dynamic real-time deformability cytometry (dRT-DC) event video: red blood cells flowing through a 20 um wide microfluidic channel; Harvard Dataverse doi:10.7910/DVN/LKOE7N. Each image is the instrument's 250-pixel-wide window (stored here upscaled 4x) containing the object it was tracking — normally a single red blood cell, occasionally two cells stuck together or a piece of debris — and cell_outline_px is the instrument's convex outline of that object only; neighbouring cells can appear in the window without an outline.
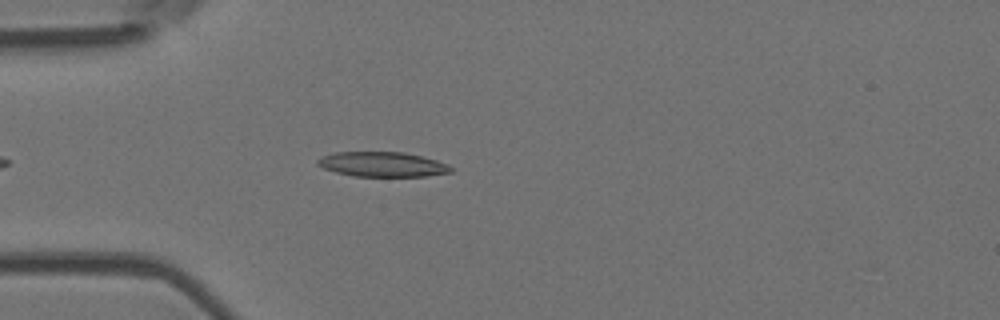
{"species": "Egyptian fruit bat (a non-hibernating species)", "species_latin": "Rousettus aegyptiacus", "temperature_condition": "room temperature", "stored_images_in_passage": 43, "camera_frame_rate_fps": 3000, "um_per_image_px": 0.085, "animal": {"sex": "female"}, "frame": {"image": 1, "passage_image": 4, "time_ms": 1.0, "image_size_px": [1000, 320], "cell_outline_px": [[452, 172], [424, 176], [352, 176], [336, 172], [324, 168], [316, 164], [316, 160], [324, 156], [336, 152], [404, 152], [436, 160], [448, 164], [452, 168]], "centroid_in_image_um": [32.5, 13.97], "position_along_channel_um": 52.5, "area_um2": 19.13}}
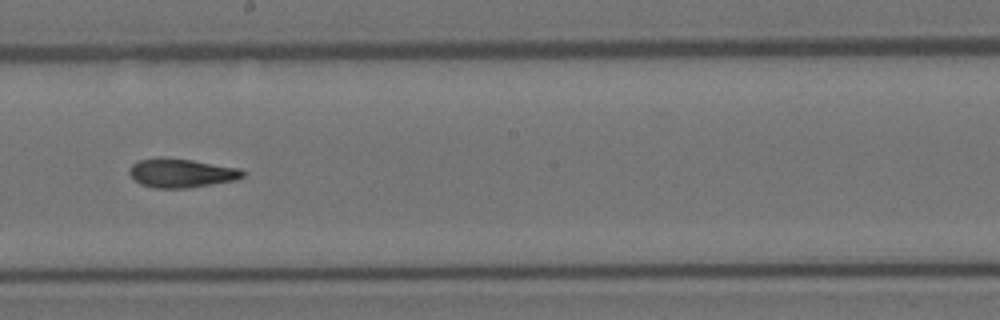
{"frame": {"image": 2, "passage_image": 19, "time_ms": 6.0, "image_size_px": [1000, 320], "cell_outline_px": [[244, 176], [236, 180], [188, 188], [156, 188], [140, 184], [128, 172], [128, 168], [132, 164], [140, 160], [160, 156], [164, 156], [192, 160], [240, 168], [244, 172]], "centroid_in_image_um": [15.4, 14.69], "position_along_channel_um": 232.8, "area_um2": 19.25}}
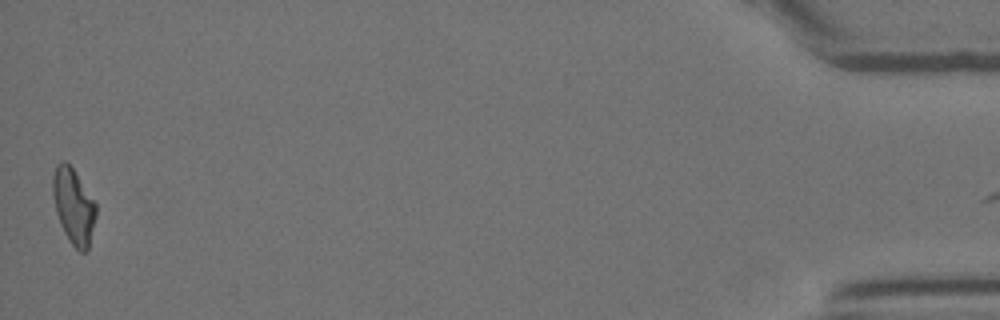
{"frame": {"image": 3, "passage_image": 42, "time_ms": 13.667, "image_size_px": [1000, 320], "cell_outline_px": [[96, 216], [88, 248], [84, 252], [80, 252], [72, 244], [64, 232], [60, 224], [56, 212], [52, 196], [52, 176], [56, 164], [64, 160], [72, 168], [96, 204]], "centroid_in_image_um": [6.23, 17.52], "position_along_channel_um": 429.0, "area_um2": 18.79}, "authors_computed_cell_mechanics": {"area_um2": 19.0162, "velocity_mm_per_s": 3.7702, "shape_relaxation_time_tau1_ms": 7.8085, "shape_relaxation_time_tau2_ms": 3.6586, "deformation_change_tau1": 0.2225, "deformation_change_tau2": 0.1152}}